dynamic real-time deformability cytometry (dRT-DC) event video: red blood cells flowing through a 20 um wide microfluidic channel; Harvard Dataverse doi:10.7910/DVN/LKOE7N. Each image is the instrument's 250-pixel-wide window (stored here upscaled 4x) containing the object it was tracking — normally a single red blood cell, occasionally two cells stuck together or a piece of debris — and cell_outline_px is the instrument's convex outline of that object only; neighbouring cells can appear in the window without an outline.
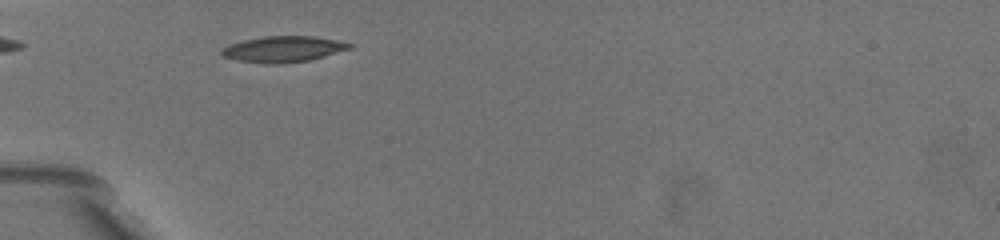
{"species": "common noctule bat (a hibernating species)", "species_latin": "Nyctalus noctula", "temperature_condition": "warm", "stored_images_in_passage": 14, "camera_frame_rate_fps": 3000, "um_per_image_px": 0.085, "animal": {"sex": "female", "body_mass_g": 19.5, "forearm_length_mm": 54.1}, "frame": {"image": 1, "passage_image": 1, "time_ms": 0.0, "image_size_px": [1000, 240], "cell_outline_px": [[352, 48], [308, 60], [280, 64], [268, 64], [236, 60], [224, 56], [220, 52], [220, 48], [244, 40], [264, 36], [312, 36], [336, 40], [352, 44]], "centroid_in_image_um": [24.04, 4.17], "position_along_channel_um": 61.0, "area_um2": 19.13}}
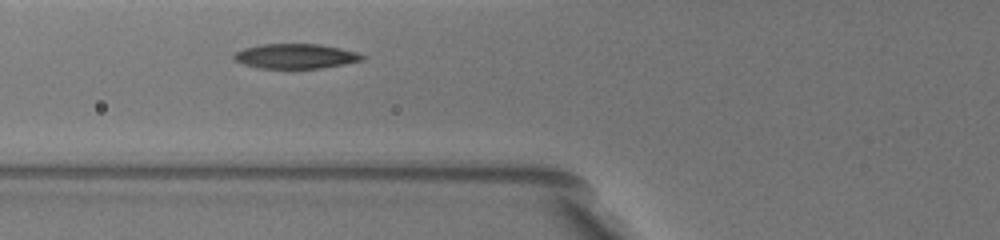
{"frame": {"image": 2, "passage_image": 6, "time_ms": 1.333, "image_size_px": [1000, 240], "cell_outline_px": [[364, 60], [324, 68], [260, 68], [244, 64], [236, 60], [232, 56], [236, 52], [244, 48], [264, 44], [320, 44], [340, 48], [356, 52], [364, 56]], "centroid_in_image_um": [25.15, 4.77], "position_along_channel_um": 100.7, "area_um2": 18.38}}